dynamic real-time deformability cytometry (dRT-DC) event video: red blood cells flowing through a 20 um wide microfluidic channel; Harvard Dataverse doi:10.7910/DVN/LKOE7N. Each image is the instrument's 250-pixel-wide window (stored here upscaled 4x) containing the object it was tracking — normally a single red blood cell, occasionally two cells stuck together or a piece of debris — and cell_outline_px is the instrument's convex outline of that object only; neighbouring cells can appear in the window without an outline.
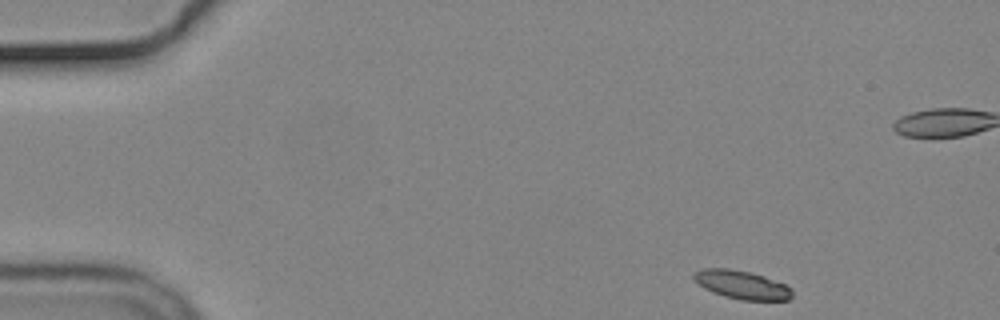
{"species": "common noctule bat (a hibernating species)", "species_latin": "Nyctalus noctula", "temperature_condition": "cold", "stored_images_in_passage": 52, "camera_frame_rate_fps": 3000, "um_per_image_px": 0.085, "animal": {"sex": "male", "body_mass_g": 19.2, "forearm_length_mm": 51.8}, "frame": {"image": 1, "passage_image": 1, "time_ms": 0.0, "image_size_px": [1000, 320], "cell_outline_px": [[792, 296], [788, 300], [740, 300], [724, 296], [712, 292], [704, 288], [692, 276], [692, 272], [704, 268], [728, 268], [748, 272], [764, 276], [784, 284], [792, 288]], "centroid_in_image_um": [63.04, 24.2], "position_along_channel_um": 22.0, "area_um2": 16.24}}
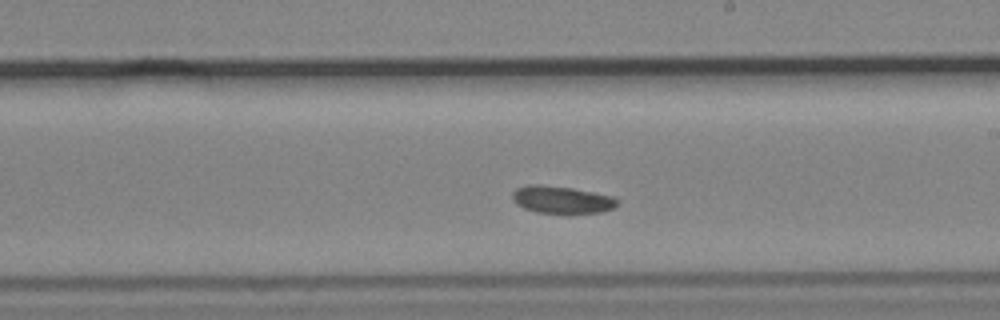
{"frame": {"image": 2, "passage_image": 27, "time_ms": 8.667, "image_size_px": [1000, 320], "cell_outline_px": [[620, 200], [612, 208], [600, 212], [536, 212], [524, 208], [516, 204], [512, 196], [512, 192], [516, 188], [532, 184], [536, 184], [572, 188], [612, 196]], "centroid_in_image_um": [47.71, 16.96], "position_along_channel_um": 241.3, "area_um2": 16.3}}
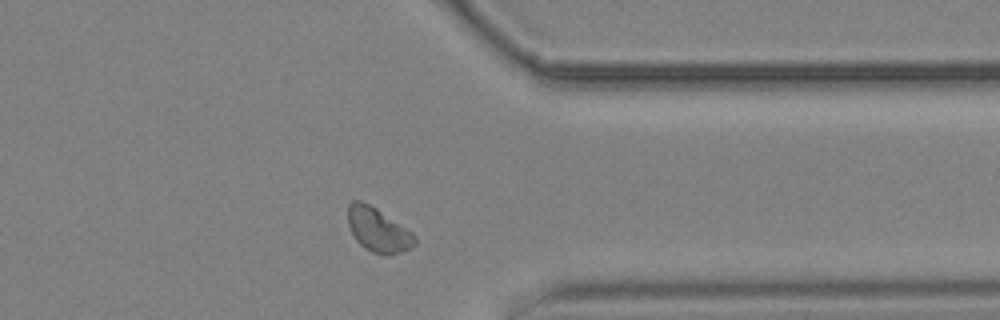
{"frame": {"image": 3, "passage_image": 39, "time_ms": 12.667, "image_size_px": [1000, 320], "cell_outline_px": [[416, 240], [408, 248], [400, 252], [388, 256], [372, 252], [364, 248], [356, 240], [348, 224], [348, 204], [352, 200], [360, 200], [376, 208], [412, 232], [416, 236]], "centroid_in_image_um": [32.1, 19.54], "position_along_channel_um": 379.3, "area_um2": 16.94}, "authors_computed_cell_mechanics": {"area_um2": 16.8487, "velocity_mm_per_s": 3.6118, "shape_relaxation_time_tau1_ms": null, "shape_relaxation_time_tau2_ms": 4.8687, "deformation_change_tau1": null, "deformation_change_tau2": 0.0667}}